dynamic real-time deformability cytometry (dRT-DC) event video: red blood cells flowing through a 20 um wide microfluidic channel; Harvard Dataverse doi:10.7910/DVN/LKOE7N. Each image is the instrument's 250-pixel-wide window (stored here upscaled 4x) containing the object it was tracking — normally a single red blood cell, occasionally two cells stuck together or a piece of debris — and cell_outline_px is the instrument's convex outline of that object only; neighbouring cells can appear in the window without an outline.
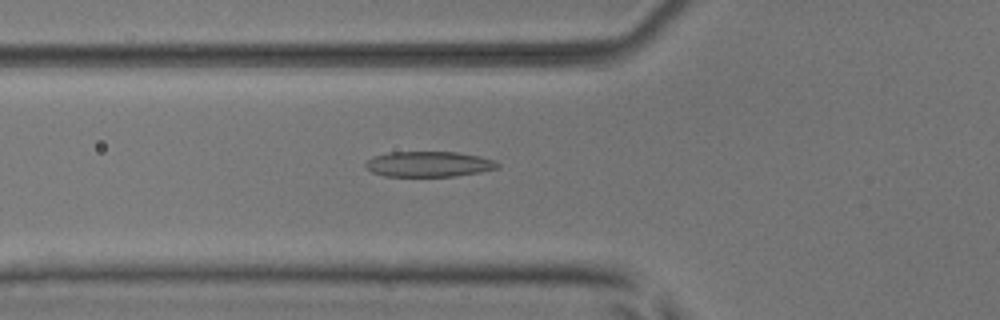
{"species": "common noctule bat (a hibernating species)", "species_latin": "Nyctalus noctula", "temperature_condition": "room temperature", "stored_images_in_passage": 39, "camera_frame_rate_fps": 3000, "um_per_image_px": 0.085, "animal": {"sex": "male", "body_mass_g": 17.9, "forearm_length_mm": 54.2}, "frame": {"image": 1, "passage_image": 10, "time_ms": 3.0, "image_size_px": [1000, 320], "cell_outline_px": [[500, 168], [480, 172], [456, 176], [384, 176], [372, 172], [364, 164], [372, 156], [388, 152], [456, 152], [480, 156], [492, 160], [500, 164]], "centroid_in_image_um": [36.45, 13.95], "position_along_channel_um": 89.4, "area_um2": 19.59}}
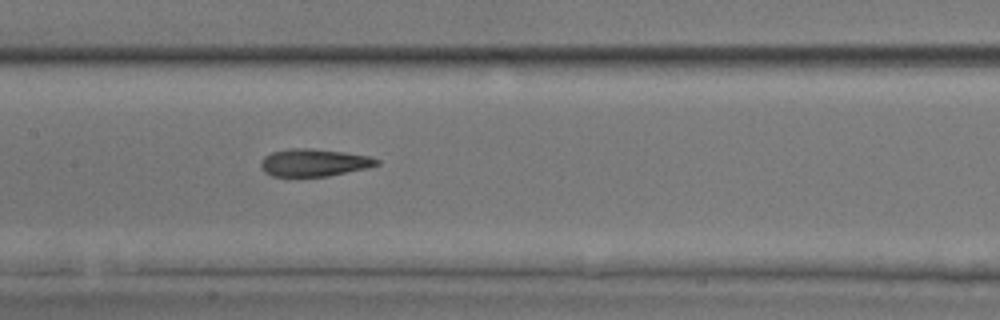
{"frame": {"image": 2, "passage_image": 17, "time_ms": 5.333, "image_size_px": [1000, 320], "cell_outline_px": [[380, 164], [368, 168], [328, 176], [272, 176], [264, 172], [260, 164], [260, 160], [264, 156], [272, 152], [288, 148], [312, 148], [344, 152], [368, 156], [380, 160]], "centroid_in_image_um": [26.68, 13.81], "position_along_channel_um": 180.7, "area_um2": 18.67}}
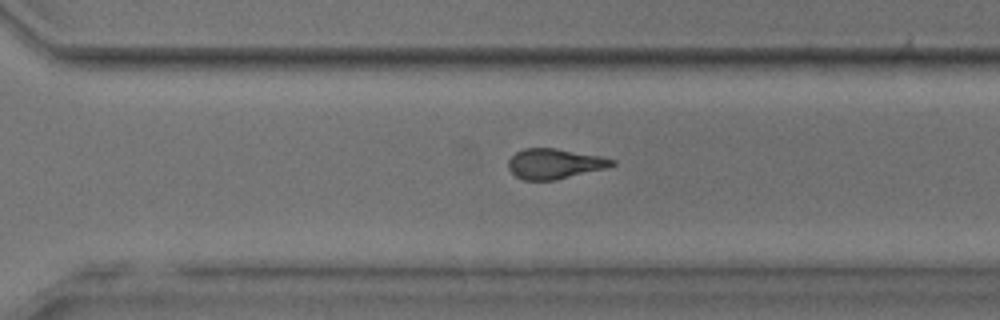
{"frame": {"image": 3, "passage_image": 28, "time_ms": 9.0, "image_size_px": [1000, 320], "cell_outline_px": [[616, 164], [604, 168], [556, 180], [520, 180], [508, 168], [508, 160], [516, 152], [524, 148], [556, 148], [600, 156], [616, 160]], "centroid_in_image_um": [47.11, 13.91], "position_along_channel_um": 323.5, "area_um2": 18.15}, "authors_computed_cell_mechanics": {"area_um2": 19.074, "velocity_mm_per_s": 3.912, "shape_relaxation_time_tau1_ms": 6.6052, "shape_relaxation_time_tau2_ms": 2.9752, "deformation_change_tau1": 0.2181, "deformation_change_tau2": 0.1292}}